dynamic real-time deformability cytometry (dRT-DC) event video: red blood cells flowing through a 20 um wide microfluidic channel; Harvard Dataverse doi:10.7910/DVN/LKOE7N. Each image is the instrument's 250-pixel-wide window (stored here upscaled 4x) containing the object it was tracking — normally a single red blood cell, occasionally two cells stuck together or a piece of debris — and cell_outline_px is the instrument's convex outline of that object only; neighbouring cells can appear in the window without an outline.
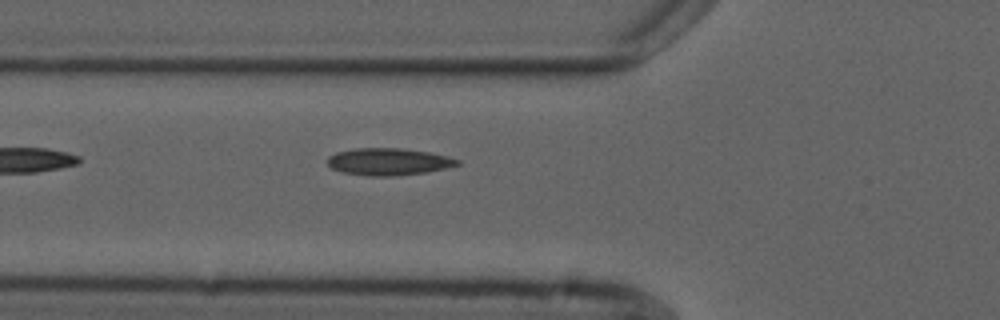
{"species": "common noctule bat (a hibernating species)", "species_latin": "Nyctalus noctula", "temperature_condition": "cold", "stored_images_in_passage": 6, "camera_frame_rate_fps": 3000, "um_per_image_px": 0.085, "animal": {"sex": "male", "forearm_length_mm": 52.5}, "frame": {"image": 1, "passage_image": 6, "time_ms": 6.0, "image_size_px": [1000, 320], "cell_outline_px": [[460, 164], [444, 168], [424, 172], [396, 176], [368, 176], [340, 172], [332, 168], [328, 164], [328, 156], [336, 152], [356, 148], [400, 148], [428, 152], [448, 156], [460, 160]], "centroid_in_image_um": [32.99, 13.74], "position_along_channel_um": 92.8, "area_um2": 20.46}}